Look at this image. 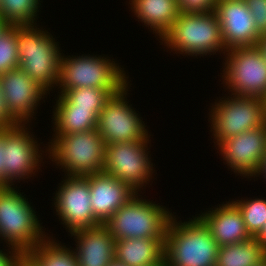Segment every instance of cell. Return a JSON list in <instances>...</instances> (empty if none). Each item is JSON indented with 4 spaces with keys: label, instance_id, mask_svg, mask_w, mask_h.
<instances>
[{
    "label": "cell",
    "instance_id": "cell-4",
    "mask_svg": "<svg viewBox=\"0 0 266 266\" xmlns=\"http://www.w3.org/2000/svg\"><path fill=\"white\" fill-rule=\"evenodd\" d=\"M48 152L66 176H88L103 170L106 143L97 129L56 135Z\"/></svg>",
    "mask_w": 266,
    "mask_h": 266
},
{
    "label": "cell",
    "instance_id": "cell-3",
    "mask_svg": "<svg viewBox=\"0 0 266 266\" xmlns=\"http://www.w3.org/2000/svg\"><path fill=\"white\" fill-rule=\"evenodd\" d=\"M172 50L188 55H207L226 48L221 26L215 11L207 13H183L161 39Z\"/></svg>",
    "mask_w": 266,
    "mask_h": 266
},
{
    "label": "cell",
    "instance_id": "cell-9",
    "mask_svg": "<svg viewBox=\"0 0 266 266\" xmlns=\"http://www.w3.org/2000/svg\"><path fill=\"white\" fill-rule=\"evenodd\" d=\"M226 52L228 59L222 77L232 95L266 100V58L259 46L237 47Z\"/></svg>",
    "mask_w": 266,
    "mask_h": 266
},
{
    "label": "cell",
    "instance_id": "cell-40",
    "mask_svg": "<svg viewBox=\"0 0 266 266\" xmlns=\"http://www.w3.org/2000/svg\"><path fill=\"white\" fill-rule=\"evenodd\" d=\"M256 266H266V259L263 260L261 263H259V264L256 265Z\"/></svg>",
    "mask_w": 266,
    "mask_h": 266
},
{
    "label": "cell",
    "instance_id": "cell-22",
    "mask_svg": "<svg viewBox=\"0 0 266 266\" xmlns=\"http://www.w3.org/2000/svg\"><path fill=\"white\" fill-rule=\"evenodd\" d=\"M56 103L54 112L56 135L97 129L98 116L102 109L76 108L62 94Z\"/></svg>",
    "mask_w": 266,
    "mask_h": 266
},
{
    "label": "cell",
    "instance_id": "cell-18",
    "mask_svg": "<svg viewBox=\"0 0 266 266\" xmlns=\"http://www.w3.org/2000/svg\"><path fill=\"white\" fill-rule=\"evenodd\" d=\"M70 234L78 240L75 249L78 266H108L115 260L116 241L103 224L77 229Z\"/></svg>",
    "mask_w": 266,
    "mask_h": 266
},
{
    "label": "cell",
    "instance_id": "cell-21",
    "mask_svg": "<svg viewBox=\"0 0 266 266\" xmlns=\"http://www.w3.org/2000/svg\"><path fill=\"white\" fill-rule=\"evenodd\" d=\"M136 17L161 38L171 29L180 13L177 0H132Z\"/></svg>",
    "mask_w": 266,
    "mask_h": 266
},
{
    "label": "cell",
    "instance_id": "cell-26",
    "mask_svg": "<svg viewBox=\"0 0 266 266\" xmlns=\"http://www.w3.org/2000/svg\"><path fill=\"white\" fill-rule=\"evenodd\" d=\"M62 95L76 108L103 109L113 94L108 89L83 87L66 90Z\"/></svg>",
    "mask_w": 266,
    "mask_h": 266
},
{
    "label": "cell",
    "instance_id": "cell-7",
    "mask_svg": "<svg viewBox=\"0 0 266 266\" xmlns=\"http://www.w3.org/2000/svg\"><path fill=\"white\" fill-rule=\"evenodd\" d=\"M59 67L60 94L83 87L108 89L113 95L127 86L122 68L104 57L79 56L63 58Z\"/></svg>",
    "mask_w": 266,
    "mask_h": 266
},
{
    "label": "cell",
    "instance_id": "cell-2",
    "mask_svg": "<svg viewBox=\"0 0 266 266\" xmlns=\"http://www.w3.org/2000/svg\"><path fill=\"white\" fill-rule=\"evenodd\" d=\"M38 29L34 25H16L18 68L48 91L58 83L62 55L54 38Z\"/></svg>",
    "mask_w": 266,
    "mask_h": 266
},
{
    "label": "cell",
    "instance_id": "cell-14",
    "mask_svg": "<svg viewBox=\"0 0 266 266\" xmlns=\"http://www.w3.org/2000/svg\"><path fill=\"white\" fill-rule=\"evenodd\" d=\"M0 91L8 113L18 124L29 122L47 92L19 68L0 75Z\"/></svg>",
    "mask_w": 266,
    "mask_h": 266
},
{
    "label": "cell",
    "instance_id": "cell-36",
    "mask_svg": "<svg viewBox=\"0 0 266 266\" xmlns=\"http://www.w3.org/2000/svg\"><path fill=\"white\" fill-rule=\"evenodd\" d=\"M263 174L264 173V177L266 178V149H265V152H264V157L261 161V165L259 167V170L257 172L256 175H259V174Z\"/></svg>",
    "mask_w": 266,
    "mask_h": 266
},
{
    "label": "cell",
    "instance_id": "cell-30",
    "mask_svg": "<svg viewBox=\"0 0 266 266\" xmlns=\"http://www.w3.org/2000/svg\"><path fill=\"white\" fill-rule=\"evenodd\" d=\"M217 0H177L178 9L183 13H207L216 10Z\"/></svg>",
    "mask_w": 266,
    "mask_h": 266
},
{
    "label": "cell",
    "instance_id": "cell-5",
    "mask_svg": "<svg viewBox=\"0 0 266 266\" xmlns=\"http://www.w3.org/2000/svg\"><path fill=\"white\" fill-rule=\"evenodd\" d=\"M137 194L103 225L115 241L127 238H165L172 213L151 201L139 199Z\"/></svg>",
    "mask_w": 266,
    "mask_h": 266
},
{
    "label": "cell",
    "instance_id": "cell-34",
    "mask_svg": "<svg viewBox=\"0 0 266 266\" xmlns=\"http://www.w3.org/2000/svg\"><path fill=\"white\" fill-rule=\"evenodd\" d=\"M254 238L260 242L266 252V221L264 222L260 232Z\"/></svg>",
    "mask_w": 266,
    "mask_h": 266
},
{
    "label": "cell",
    "instance_id": "cell-32",
    "mask_svg": "<svg viewBox=\"0 0 266 266\" xmlns=\"http://www.w3.org/2000/svg\"><path fill=\"white\" fill-rule=\"evenodd\" d=\"M5 128H0V187H5Z\"/></svg>",
    "mask_w": 266,
    "mask_h": 266
},
{
    "label": "cell",
    "instance_id": "cell-28",
    "mask_svg": "<svg viewBox=\"0 0 266 266\" xmlns=\"http://www.w3.org/2000/svg\"><path fill=\"white\" fill-rule=\"evenodd\" d=\"M16 25H8L0 32V75L18 68Z\"/></svg>",
    "mask_w": 266,
    "mask_h": 266
},
{
    "label": "cell",
    "instance_id": "cell-1",
    "mask_svg": "<svg viewBox=\"0 0 266 266\" xmlns=\"http://www.w3.org/2000/svg\"><path fill=\"white\" fill-rule=\"evenodd\" d=\"M171 217L164 241L167 266H216L218 244L208 226L198 216L178 223Z\"/></svg>",
    "mask_w": 266,
    "mask_h": 266
},
{
    "label": "cell",
    "instance_id": "cell-10",
    "mask_svg": "<svg viewBox=\"0 0 266 266\" xmlns=\"http://www.w3.org/2000/svg\"><path fill=\"white\" fill-rule=\"evenodd\" d=\"M147 143L133 141L107 144L102 172L128 184L138 193L137 190L150 180L153 173Z\"/></svg>",
    "mask_w": 266,
    "mask_h": 266
},
{
    "label": "cell",
    "instance_id": "cell-31",
    "mask_svg": "<svg viewBox=\"0 0 266 266\" xmlns=\"http://www.w3.org/2000/svg\"><path fill=\"white\" fill-rule=\"evenodd\" d=\"M11 251H9V254L11 255L8 256L6 253L0 250V266H16L17 262L24 255L18 248L14 246L11 247Z\"/></svg>",
    "mask_w": 266,
    "mask_h": 266
},
{
    "label": "cell",
    "instance_id": "cell-41",
    "mask_svg": "<svg viewBox=\"0 0 266 266\" xmlns=\"http://www.w3.org/2000/svg\"><path fill=\"white\" fill-rule=\"evenodd\" d=\"M156 266H167L165 261L163 260L159 265H156Z\"/></svg>",
    "mask_w": 266,
    "mask_h": 266
},
{
    "label": "cell",
    "instance_id": "cell-12",
    "mask_svg": "<svg viewBox=\"0 0 266 266\" xmlns=\"http://www.w3.org/2000/svg\"><path fill=\"white\" fill-rule=\"evenodd\" d=\"M55 196V208L68 232L100 226L91 207L89 181L82 176H68Z\"/></svg>",
    "mask_w": 266,
    "mask_h": 266
},
{
    "label": "cell",
    "instance_id": "cell-23",
    "mask_svg": "<svg viewBox=\"0 0 266 266\" xmlns=\"http://www.w3.org/2000/svg\"><path fill=\"white\" fill-rule=\"evenodd\" d=\"M266 259L263 246L255 238L218 248L216 266H256Z\"/></svg>",
    "mask_w": 266,
    "mask_h": 266
},
{
    "label": "cell",
    "instance_id": "cell-38",
    "mask_svg": "<svg viewBox=\"0 0 266 266\" xmlns=\"http://www.w3.org/2000/svg\"><path fill=\"white\" fill-rule=\"evenodd\" d=\"M7 26L8 24L0 16V32H2Z\"/></svg>",
    "mask_w": 266,
    "mask_h": 266
},
{
    "label": "cell",
    "instance_id": "cell-39",
    "mask_svg": "<svg viewBox=\"0 0 266 266\" xmlns=\"http://www.w3.org/2000/svg\"><path fill=\"white\" fill-rule=\"evenodd\" d=\"M108 266H126L116 260H113Z\"/></svg>",
    "mask_w": 266,
    "mask_h": 266
},
{
    "label": "cell",
    "instance_id": "cell-25",
    "mask_svg": "<svg viewBox=\"0 0 266 266\" xmlns=\"http://www.w3.org/2000/svg\"><path fill=\"white\" fill-rule=\"evenodd\" d=\"M40 0H0V16L8 25H33Z\"/></svg>",
    "mask_w": 266,
    "mask_h": 266
},
{
    "label": "cell",
    "instance_id": "cell-13",
    "mask_svg": "<svg viewBox=\"0 0 266 266\" xmlns=\"http://www.w3.org/2000/svg\"><path fill=\"white\" fill-rule=\"evenodd\" d=\"M24 127L22 123L5 128V187L12 186L14 179L35 174L41 160L37 142Z\"/></svg>",
    "mask_w": 266,
    "mask_h": 266
},
{
    "label": "cell",
    "instance_id": "cell-37",
    "mask_svg": "<svg viewBox=\"0 0 266 266\" xmlns=\"http://www.w3.org/2000/svg\"><path fill=\"white\" fill-rule=\"evenodd\" d=\"M258 46L262 50V52L266 58V35L262 36V38L258 42Z\"/></svg>",
    "mask_w": 266,
    "mask_h": 266
},
{
    "label": "cell",
    "instance_id": "cell-15",
    "mask_svg": "<svg viewBox=\"0 0 266 266\" xmlns=\"http://www.w3.org/2000/svg\"><path fill=\"white\" fill-rule=\"evenodd\" d=\"M219 149L234 172L256 176L266 149V124L219 142Z\"/></svg>",
    "mask_w": 266,
    "mask_h": 266
},
{
    "label": "cell",
    "instance_id": "cell-20",
    "mask_svg": "<svg viewBox=\"0 0 266 266\" xmlns=\"http://www.w3.org/2000/svg\"><path fill=\"white\" fill-rule=\"evenodd\" d=\"M165 238H127L115 243V260L126 266H156L164 260Z\"/></svg>",
    "mask_w": 266,
    "mask_h": 266
},
{
    "label": "cell",
    "instance_id": "cell-29",
    "mask_svg": "<svg viewBox=\"0 0 266 266\" xmlns=\"http://www.w3.org/2000/svg\"><path fill=\"white\" fill-rule=\"evenodd\" d=\"M261 36L266 35V0H244Z\"/></svg>",
    "mask_w": 266,
    "mask_h": 266
},
{
    "label": "cell",
    "instance_id": "cell-8",
    "mask_svg": "<svg viewBox=\"0 0 266 266\" xmlns=\"http://www.w3.org/2000/svg\"><path fill=\"white\" fill-rule=\"evenodd\" d=\"M218 102L210 114L216 143L266 124V100L263 98L234 95Z\"/></svg>",
    "mask_w": 266,
    "mask_h": 266
},
{
    "label": "cell",
    "instance_id": "cell-16",
    "mask_svg": "<svg viewBox=\"0 0 266 266\" xmlns=\"http://www.w3.org/2000/svg\"><path fill=\"white\" fill-rule=\"evenodd\" d=\"M215 12L226 50L258 45L262 36L244 0L217 1Z\"/></svg>",
    "mask_w": 266,
    "mask_h": 266
},
{
    "label": "cell",
    "instance_id": "cell-6",
    "mask_svg": "<svg viewBox=\"0 0 266 266\" xmlns=\"http://www.w3.org/2000/svg\"><path fill=\"white\" fill-rule=\"evenodd\" d=\"M14 187H0V237L24 255L46 236L35 211ZM11 245V246H10Z\"/></svg>",
    "mask_w": 266,
    "mask_h": 266
},
{
    "label": "cell",
    "instance_id": "cell-19",
    "mask_svg": "<svg viewBox=\"0 0 266 266\" xmlns=\"http://www.w3.org/2000/svg\"><path fill=\"white\" fill-rule=\"evenodd\" d=\"M202 215L199 217L208 226L218 247L242 243L252 238L240 209L232 201Z\"/></svg>",
    "mask_w": 266,
    "mask_h": 266
},
{
    "label": "cell",
    "instance_id": "cell-35",
    "mask_svg": "<svg viewBox=\"0 0 266 266\" xmlns=\"http://www.w3.org/2000/svg\"><path fill=\"white\" fill-rule=\"evenodd\" d=\"M16 266H36L35 263L25 254L17 262Z\"/></svg>",
    "mask_w": 266,
    "mask_h": 266
},
{
    "label": "cell",
    "instance_id": "cell-27",
    "mask_svg": "<svg viewBox=\"0 0 266 266\" xmlns=\"http://www.w3.org/2000/svg\"><path fill=\"white\" fill-rule=\"evenodd\" d=\"M240 209L246 229L254 238L261 230L266 221V200L252 199L248 201H233Z\"/></svg>",
    "mask_w": 266,
    "mask_h": 266
},
{
    "label": "cell",
    "instance_id": "cell-17",
    "mask_svg": "<svg viewBox=\"0 0 266 266\" xmlns=\"http://www.w3.org/2000/svg\"><path fill=\"white\" fill-rule=\"evenodd\" d=\"M84 177L89 181L93 215L101 224L137 193L128 184L104 172Z\"/></svg>",
    "mask_w": 266,
    "mask_h": 266
},
{
    "label": "cell",
    "instance_id": "cell-11",
    "mask_svg": "<svg viewBox=\"0 0 266 266\" xmlns=\"http://www.w3.org/2000/svg\"><path fill=\"white\" fill-rule=\"evenodd\" d=\"M127 87L128 85L112 95L99 113L97 130L106 145L116 142L149 141L143 121L125 100Z\"/></svg>",
    "mask_w": 266,
    "mask_h": 266
},
{
    "label": "cell",
    "instance_id": "cell-24",
    "mask_svg": "<svg viewBox=\"0 0 266 266\" xmlns=\"http://www.w3.org/2000/svg\"><path fill=\"white\" fill-rule=\"evenodd\" d=\"M46 238L26 254L36 266H78L74 251Z\"/></svg>",
    "mask_w": 266,
    "mask_h": 266
},
{
    "label": "cell",
    "instance_id": "cell-33",
    "mask_svg": "<svg viewBox=\"0 0 266 266\" xmlns=\"http://www.w3.org/2000/svg\"><path fill=\"white\" fill-rule=\"evenodd\" d=\"M18 123L8 113L0 91V128H8Z\"/></svg>",
    "mask_w": 266,
    "mask_h": 266
}]
</instances>
